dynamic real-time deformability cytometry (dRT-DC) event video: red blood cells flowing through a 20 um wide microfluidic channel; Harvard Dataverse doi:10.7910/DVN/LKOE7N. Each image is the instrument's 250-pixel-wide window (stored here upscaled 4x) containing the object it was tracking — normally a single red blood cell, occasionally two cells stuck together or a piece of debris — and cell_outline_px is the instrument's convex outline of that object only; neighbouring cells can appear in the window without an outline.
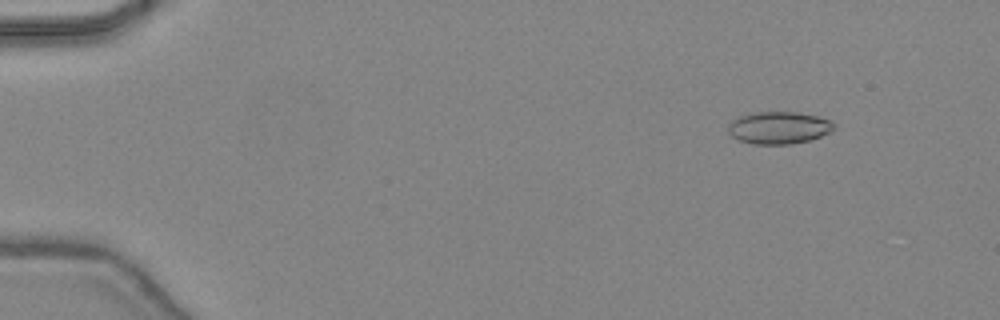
{"species": "common noctule bat (a hibernating species)", "species_latin": "Nyctalus noctula", "temperature_condition": "warm", "stored_images_in_passage": 31, "camera_frame_rate_fps": 3000, "um_per_image_px": 0.085, "animal": {"sex": "female", "body_mass_g": 24.6, "forearm_length_mm": 56.2}, "frame": {"image": 1, "passage_image": 6, "time_ms": 1.667, "image_size_px": [1000, 320], "cell_outline_px": [[836, 128], [832, 132], [808, 140], [792, 144], [752, 144], [740, 140], [732, 136], [728, 132], [728, 124], [732, 120], [740, 116], [756, 112], [796, 112], [816, 116], [828, 120], [836, 124]], "centroid_in_image_um": [66.2, 10.86], "position_along_channel_um": 18.8, "area_um2": 19.88}}
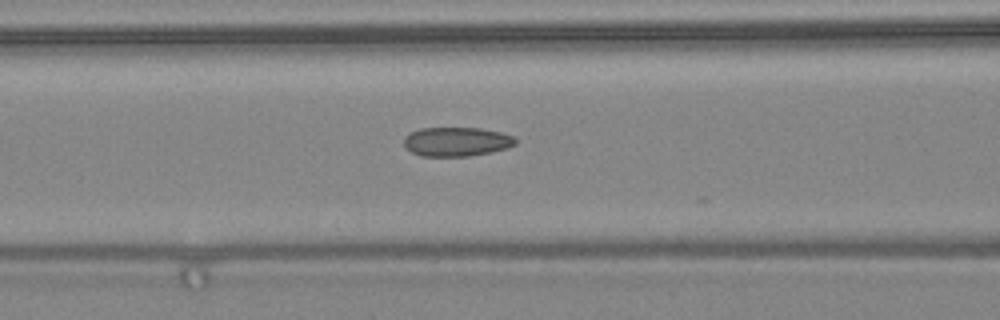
{"frame": {"image": 2, "passage_image": 21, "time_ms": 6.667, "image_size_px": [1000, 320], "cell_outline_px": [[516, 144], [508, 148], [492, 152], [468, 156], [420, 156], [412, 152], [404, 144], [404, 136], [420, 128], [480, 128], [500, 132], [516, 136]], "centroid_in_image_um": [38.84, 12.04], "position_along_channel_um": 127.8, "area_um2": 19.02}}
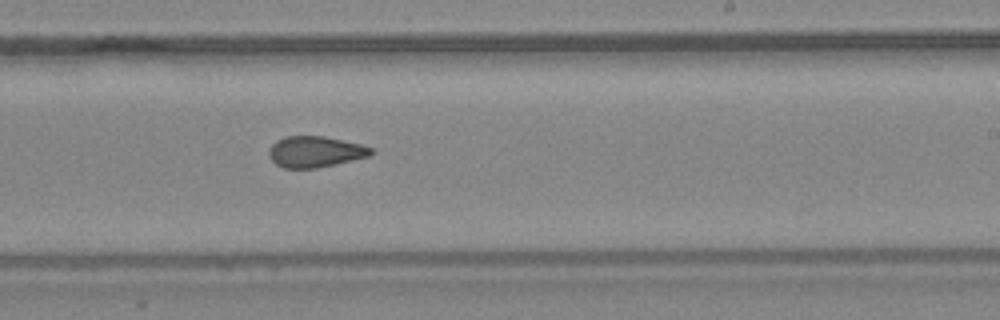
{"frame": {"image": 3, "passage_image": 30, "time_ms": 9.667, "image_size_px": [1000, 320], "cell_outline_px": [[372, 152], [368, 156], [316, 168], [284, 168], [276, 164], [268, 156], [268, 148], [276, 140], [284, 136], [324, 136], [360, 144], [372, 148]], "centroid_in_image_um": [26.72, 12.89], "position_along_channel_um": 262.3, "area_um2": 18.32}}